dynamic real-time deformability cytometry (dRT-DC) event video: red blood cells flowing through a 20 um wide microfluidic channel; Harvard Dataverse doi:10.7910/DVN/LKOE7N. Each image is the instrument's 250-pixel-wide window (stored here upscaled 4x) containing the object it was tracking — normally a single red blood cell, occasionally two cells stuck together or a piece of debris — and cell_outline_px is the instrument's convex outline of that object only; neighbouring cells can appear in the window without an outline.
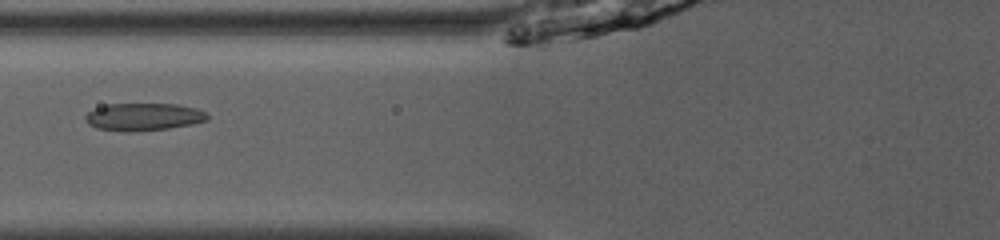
{"species": "common noctule bat (a hibernating species)", "species_latin": "Nyctalus noctula", "temperature_condition": "room temperature", "stored_images_in_passage": 25, "camera_frame_rate_fps": 3000, "um_per_image_px": 0.085, "animal": {"sex": "male", "body_mass_g": 13.0, "forearm_length_mm": 53.1}, "frame": {"image": 1, "passage_image": 12, "time_ms": 3.667, "image_size_px": [1000, 240], "cell_outline_px": [[208, 120], [192, 124], [168, 128], [132, 132], [128, 132], [96, 128], [88, 124], [84, 120], [84, 116], [88, 112], [96, 108], [108, 104], [176, 104], [196, 108], [208, 112]], "centroid_in_image_um": [12.2, 9.93], "position_along_channel_um": 113.6, "area_um2": 19.65}}
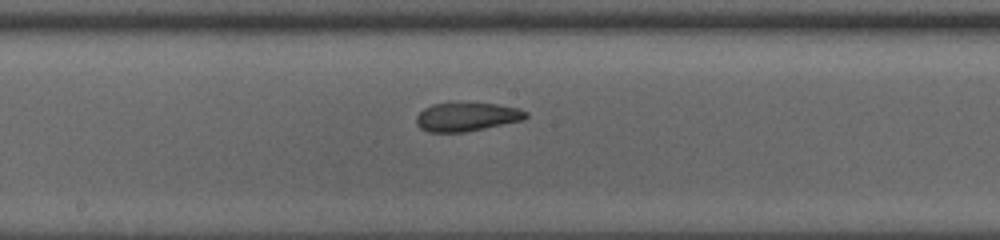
{"frame": {"image": 2, "passage_image": 19, "time_ms": 6.0, "image_size_px": [1000, 240], "cell_outline_px": [[528, 116], [524, 120], [464, 132], [428, 132], [420, 128], [416, 124], [416, 116], [424, 108], [432, 104], [496, 104], [520, 108], [528, 112]], "centroid_in_image_um": [39.69, 9.95], "position_along_channel_um": 208.5, "area_um2": 18.09}}
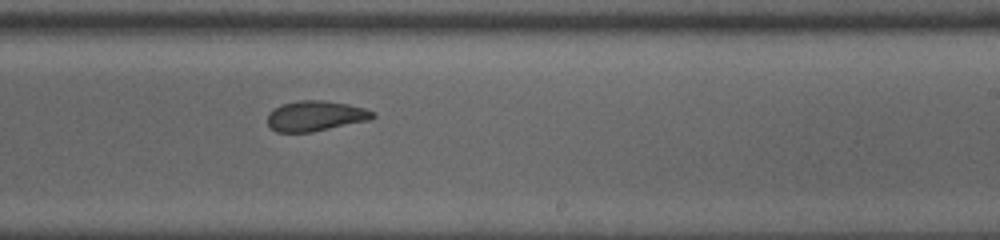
{"frame": {"image": 3, "passage_image": 23, "time_ms": 7.333, "image_size_px": [1000, 240], "cell_outline_px": [[376, 116], [368, 120], [312, 132], [276, 132], [268, 124], [268, 112], [272, 108], [296, 100], [320, 100], [348, 104], [364, 108], [376, 112]], "centroid_in_image_um": [26.8, 9.85], "position_along_channel_um": 262.2, "area_um2": 18.55}}